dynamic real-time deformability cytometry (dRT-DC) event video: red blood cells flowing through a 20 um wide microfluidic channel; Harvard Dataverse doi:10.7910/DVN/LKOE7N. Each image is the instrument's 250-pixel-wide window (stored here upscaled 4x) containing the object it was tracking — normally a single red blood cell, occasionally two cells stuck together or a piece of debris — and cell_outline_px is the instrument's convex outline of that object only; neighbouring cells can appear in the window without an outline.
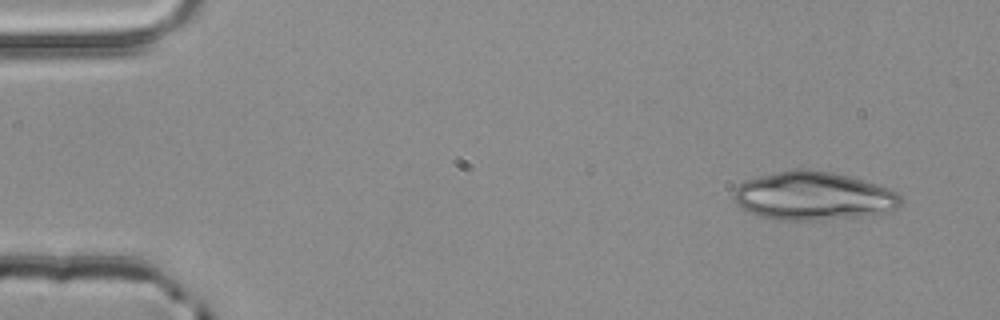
{"species": "common noctule bat (a hibernating species)", "species_latin": "Nyctalus noctula", "temperature_condition": "room temperature", "stored_images_in_passage": 4, "camera_frame_rate_fps": 3000, "um_per_image_px": 0.085, "animal": {"sex": "male", "body_mass_g": 20.4}, "frame": {"image": 1, "passage_image": 1, "time_ms": 0.0, "image_size_px": [1000, 320], "cell_outline_px": [[904, 200], [896, 208], [884, 212], [860, 216], [816, 220], [772, 220], [756, 216], [748, 212], [736, 204], [732, 196], [736, 188], [744, 180], [792, 168], [804, 168], [832, 172], [864, 180], [900, 192]], "centroid_in_image_um": [69.11, 16.65], "position_along_channel_um": 15.9, "area_um2": 47.51}}